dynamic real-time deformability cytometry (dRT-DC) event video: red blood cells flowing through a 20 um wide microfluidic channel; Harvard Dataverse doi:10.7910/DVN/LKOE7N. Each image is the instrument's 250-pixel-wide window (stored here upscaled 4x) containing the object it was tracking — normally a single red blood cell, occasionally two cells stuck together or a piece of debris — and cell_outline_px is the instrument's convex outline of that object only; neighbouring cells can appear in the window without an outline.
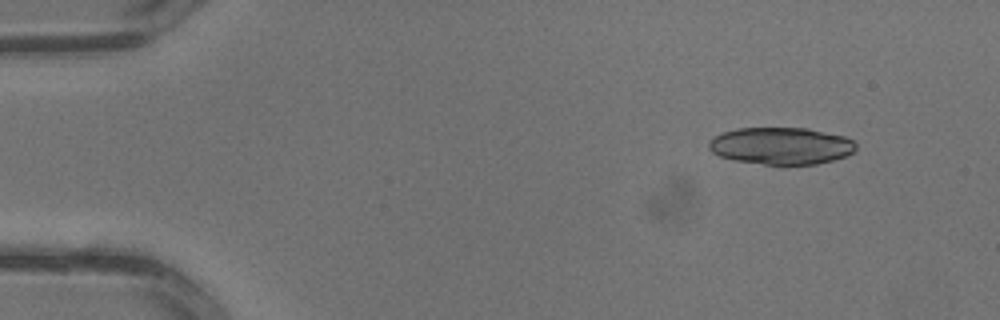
{"species": "common noctule bat (a hibernating species)", "species_latin": "Nyctalus noctula", "temperature_condition": "warm", "stored_images_in_passage": 3, "camera_frame_rate_fps": 3000, "um_per_image_px": 0.085, "animal": {"sex": "male", "body_mass_g": 13.3}, "frame": {"image": 1, "passage_image": 1, "time_ms": 0.0, "image_size_px": [1000, 320], "cell_outline_px": [[856, 148], [848, 156], [816, 164], [784, 168], [732, 160], [720, 156], [712, 152], [708, 148], [708, 140], [724, 132], [736, 128], [808, 128], [844, 136], [852, 140], [856, 144]], "centroid_in_image_um": [66.39, 12.44], "position_along_channel_um": 18.6, "area_um2": 32.71}}